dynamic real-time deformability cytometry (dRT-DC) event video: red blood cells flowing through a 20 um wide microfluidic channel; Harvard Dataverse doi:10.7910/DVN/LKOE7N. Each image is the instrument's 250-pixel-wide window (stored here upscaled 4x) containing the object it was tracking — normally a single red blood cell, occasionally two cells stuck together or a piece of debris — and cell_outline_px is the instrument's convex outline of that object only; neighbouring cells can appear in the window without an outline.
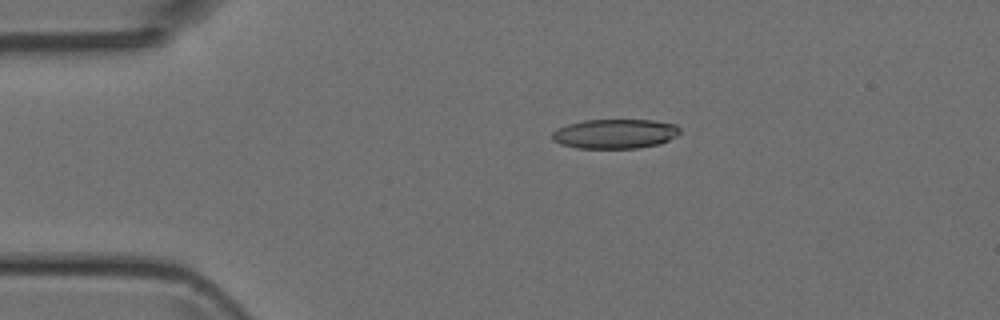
{"species": "Egyptian fruit bat (a non-hibernating species)", "species_latin": "Rousettus aegyptiacus", "temperature_condition": "room temperature", "stored_images_in_passage": 9, "camera_frame_rate_fps": 3000, "um_per_image_px": 0.085, "animal": {"sex": "female"}, "frame": {"image": 1, "passage_image": 2, "time_ms": 0.333, "image_size_px": [1000, 320], "cell_outline_px": [[680, 132], [676, 136], [660, 144], [636, 148], [576, 148], [560, 144], [552, 140], [552, 132], [556, 128], [568, 124], [584, 120], [652, 120], [676, 124], [680, 128]], "centroid_in_image_um": [52.26, 11.37], "position_along_channel_um": 32.7, "area_um2": 22.08}}
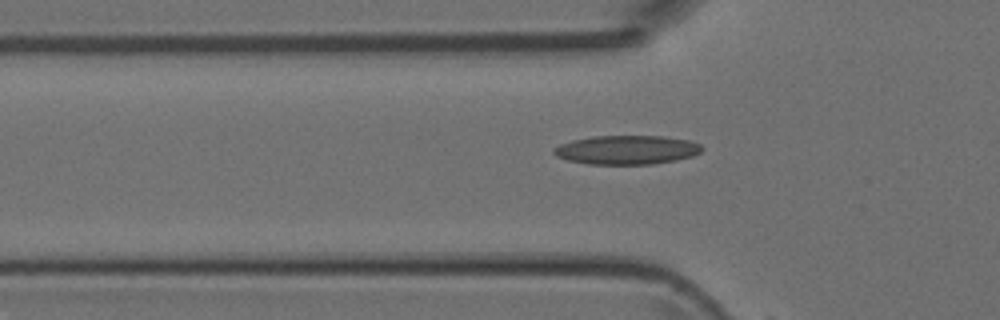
{"frame": {"image": 2, "passage_image": 8, "time_ms": 2.333, "image_size_px": [1000, 320], "cell_outline_px": [[704, 148], [700, 152], [692, 156], [676, 160], [652, 164], [588, 164], [568, 160], [556, 156], [552, 152], [552, 148], [560, 144], [572, 140], [592, 136], [664, 136], [688, 140], [700, 144]], "centroid_in_image_um": [53.26, 12.73], "position_along_channel_um": 72.5, "area_um2": 25.09}}